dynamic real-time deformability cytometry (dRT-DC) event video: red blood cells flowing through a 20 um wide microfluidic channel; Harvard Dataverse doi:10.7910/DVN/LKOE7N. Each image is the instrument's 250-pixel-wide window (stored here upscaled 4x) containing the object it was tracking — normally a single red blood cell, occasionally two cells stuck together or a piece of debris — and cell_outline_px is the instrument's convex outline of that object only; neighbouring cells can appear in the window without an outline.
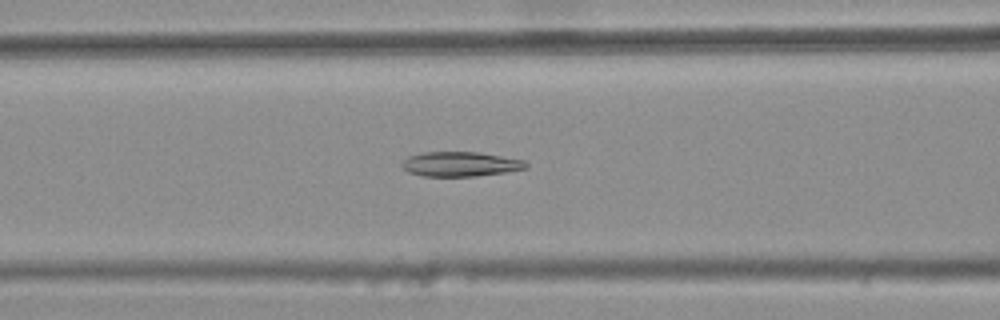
{"species": "common noctule bat (a hibernating species)", "species_latin": "Nyctalus noctula", "temperature_condition": "warm", "stored_images_in_passage": 47, "camera_frame_rate_fps": 3000, "um_per_image_px": 0.085, "animal": {"sex": "female", "body_mass_g": 25.1}, "frame": {"image": 1, "passage_image": 21, "time_ms": 6.667, "image_size_px": [1000, 320], "cell_outline_px": [[528, 168], [504, 172], [476, 176], [424, 176], [408, 172], [400, 164], [408, 156], [424, 152], [476, 152], [524, 160], [528, 164]], "centroid_in_image_um": [39.12, 13.95], "position_along_channel_um": 127.5, "area_um2": 17.69}}
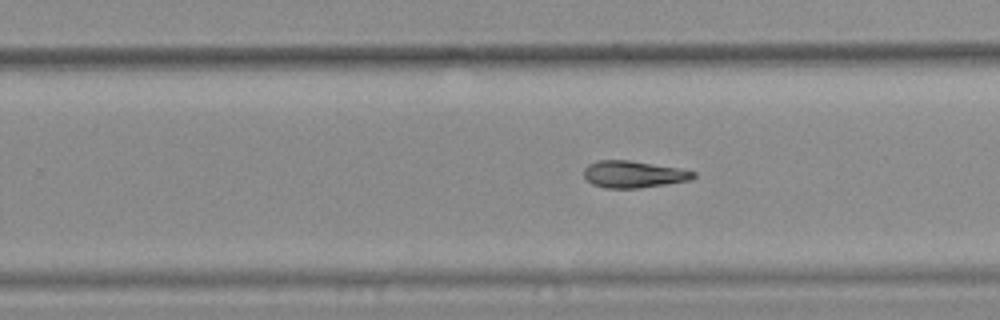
{"frame": {"image": 2, "passage_image": 33, "time_ms": 10.667, "image_size_px": [1000, 320], "cell_outline_px": [[696, 176], [692, 180], [640, 188], [604, 188], [592, 184], [584, 176], [584, 168], [588, 164], [596, 160], [628, 160], [680, 168], [696, 172]], "centroid_in_image_um": [53.85, 14.81], "position_along_channel_um": 275.9, "area_um2": 17.28}}
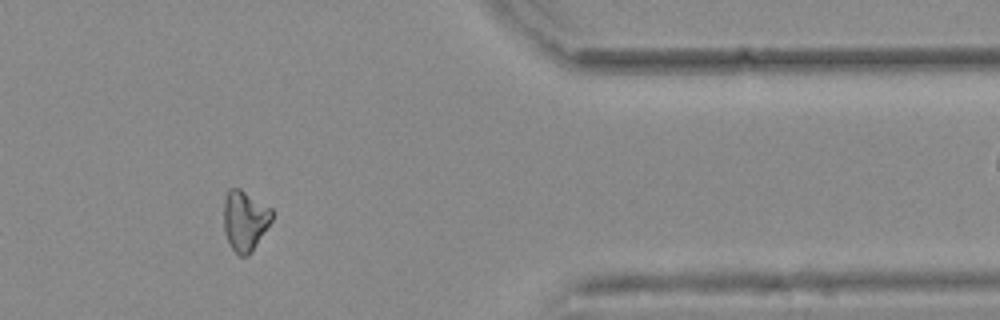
{"frame": {"image": 3, "passage_image": 44, "time_ms": 14.333, "image_size_px": [1000, 320], "cell_outline_px": [[272, 220], [252, 252], [248, 256], [240, 256], [228, 244], [224, 232], [224, 200], [228, 188], [240, 188], [272, 208]], "centroid_in_image_um": [20.81, 18.75], "position_along_channel_um": 390.6, "area_um2": 17.11}}